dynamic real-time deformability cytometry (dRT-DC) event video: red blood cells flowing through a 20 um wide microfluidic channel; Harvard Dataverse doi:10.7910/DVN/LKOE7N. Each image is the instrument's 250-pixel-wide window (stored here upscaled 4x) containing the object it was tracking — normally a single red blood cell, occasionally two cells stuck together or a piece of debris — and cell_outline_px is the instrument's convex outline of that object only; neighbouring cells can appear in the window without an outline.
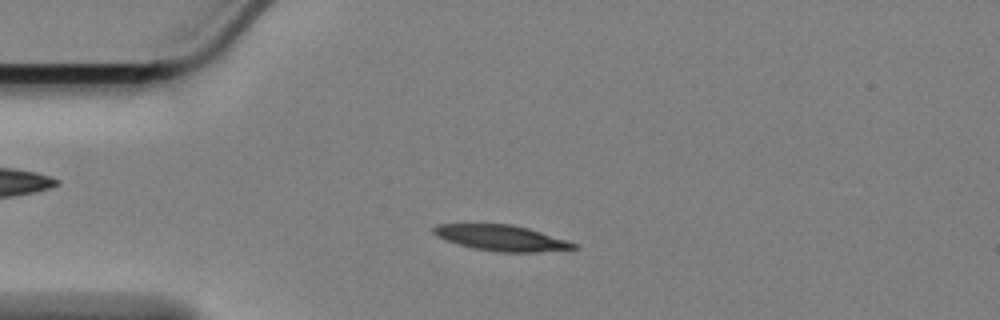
{"species": "Egyptian fruit bat (a non-hibernating species)", "species_latin": "Rousettus aegyptiacus", "temperature_condition": "cold", "stored_images_in_passage": 57, "camera_frame_rate_fps": 3000, "um_per_image_px": 0.085, "animal": {"sex": "female"}, "frame": {"image": 1, "passage_image": 12, "time_ms": 3.667, "image_size_px": [1000, 320], "cell_outline_px": [[580, 248], [536, 252], [496, 252], [472, 248], [444, 240], [436, 236], [432, 232], [432, 228], [436, 224], [512, 224], [528, 228], [568, 240], [576, 244]], "centroid_in_image_um": [42.59, 20.22], "position_along_channel_um": 42.4, "area_um2": 21.15}}
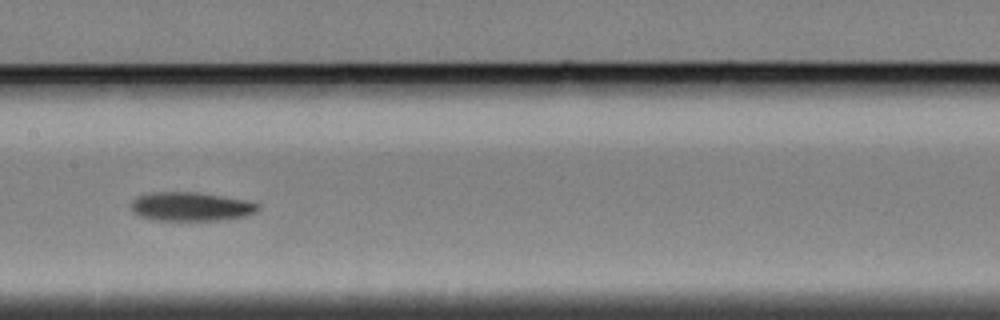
{"frame": {"image": 2, "passage_image": 27, "time_ms": 8.667, "image_size_px": [1000, 320], "cell_outline_px": [[260, 208], [256, 212], [248, 216], [220, 220], [156, 220], [140, 216], [132, 212], [128, 208], [132, 200], [136, 196], [152, 192], [196, 192], [244, 200], [260, 204]], "centroid_in_image_um": [16.19, 17.56], "position_along_channel_um": 191.2, "area_um2": 21.5}}
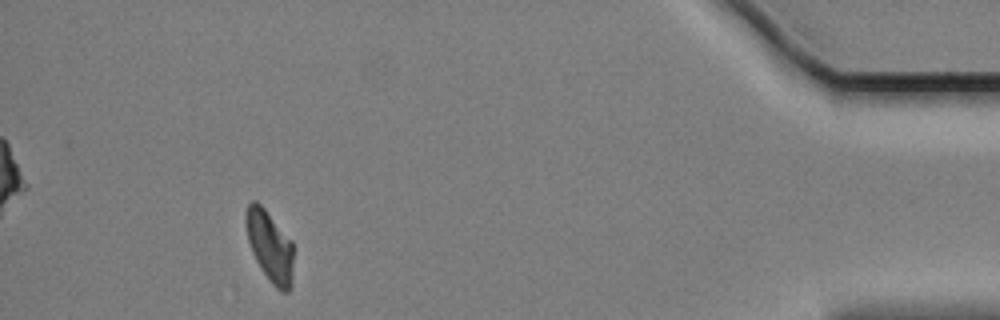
{"frame": {"image": 3, "passage_image": 52, "time_ms": 17.0, "image_size_px": [1000, 320], "cell_outline_px": [[292, 288], [288, 292], [280, 292], [272, 284], [260, 268], [252, 252], [248, 240], [244, 224], [244, 216], [248, 204], [252, 200], [256, 200], [264, 208], [292, 240]], "centroid_in_image_um": [22.92, 20.93], "position_along_channel_um": 412.3, "area_um2": 19.88}, "authors_computed_cell_mechanics": {"area_um2": 20.8658, "velocity_mm_per_s": 3.3752, "shape_relaxation_time_tau1_ms": 4.3085, "shape_relaxation_time_tau2_ms": null, "deformation_change_tau1": 0.1307, "deformation_change_tau2": null}}